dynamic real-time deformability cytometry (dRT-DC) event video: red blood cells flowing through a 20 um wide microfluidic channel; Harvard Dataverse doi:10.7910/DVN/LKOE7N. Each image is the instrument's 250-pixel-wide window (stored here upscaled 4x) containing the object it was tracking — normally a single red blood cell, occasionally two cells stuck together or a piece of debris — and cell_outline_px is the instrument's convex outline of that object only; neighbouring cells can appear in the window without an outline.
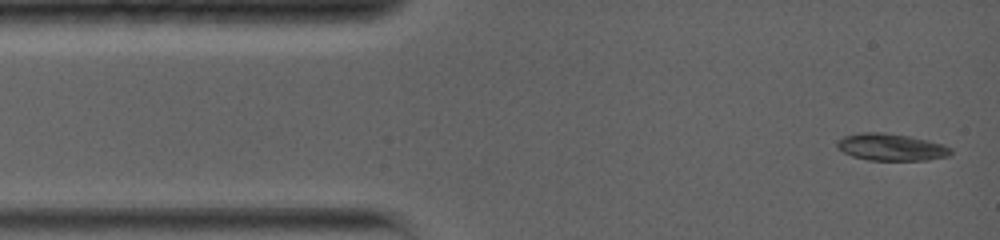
{"species": "common noctule bat (a hibernating species)", "species_latin": "Nyctalus noctula", "temperature_condition": "warm", "stored_images_in_passage": 43, "camera_frame_rate_fps": 5000, "um_per_image_px": 0.085, "animal": {"sex": "female", "body_mass_g": 19.0, "forearm_length_mm": 56.7}, "frame": {"image": 1, "passage_image": 1, "time_ms": 0.0, "image_size_px": [1000, 240], "cell_outline_px": [[952, 152], [948, 156], [928, 160], [868, 160], [852, 156], [836, 148], [836, 144], [844, 136], [860, 132], [884, 132], [908, 136], [928, 140], [944, 144], [952, 148]], "centroid_in_image_um": [75.76, 12.5], "position_along_channel_um": 9.2, "area_um2": 17.98}}
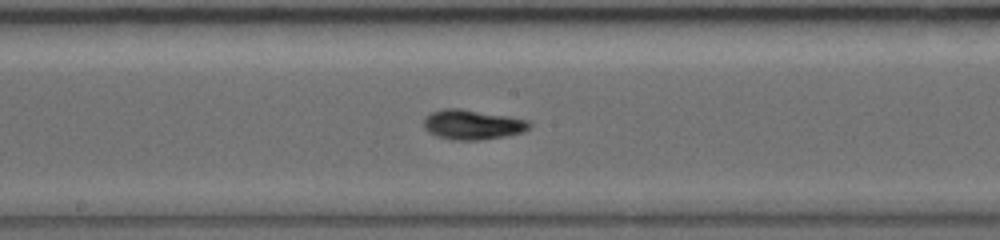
{"frame": {"image": 2, "passage_image": 19, "time_ms": 7.0, "image_size_px": [1000, 240], "cell_outline_px": [[532, 124], [524, 132], [504, 136], [480, 140], [452, 140], [436, 136], [428, 132], [424, 128], [424, 116], [432, 112], [444, 108], [460, 108], [508, 116], [528, 120]], "centroid_in_image_um": [40.13, 10.59], "position_along_channel_um": 208.1, "area_um2": 18.44}}
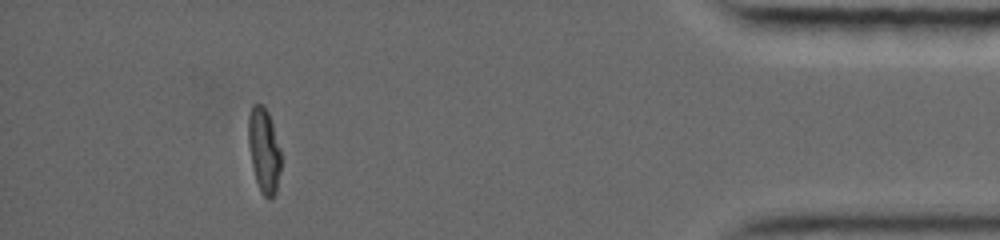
{"frame": {"image": 3, "passage_image": 37, "time_ms": 14.0, "image_size_px": [1000, 240], "cell_outline_px": [[280, 172], [276, 192], [268, 200], [260, 192], [256, 180], [252, 164], [248, 144], [248, 116], [252, 104], [260, 104], [268, 112], [280, 148]], "centroid_in_image_um": [22.42, 12.79], "position_along_channel_um": 412.8, "area_um2": 16.01}, "authors_computed_cell_mechanics": {"area_um2": 17.2244, "velocity_mm_per_s": 3.7961, "shape_relaxation_time_tau1_ms": 7.1354, "shape_relaxation_time_tau2_ms": 5.4464, "deformation_change_tau1": 0.2475, "deformation_change_tau2": 0.0809}}